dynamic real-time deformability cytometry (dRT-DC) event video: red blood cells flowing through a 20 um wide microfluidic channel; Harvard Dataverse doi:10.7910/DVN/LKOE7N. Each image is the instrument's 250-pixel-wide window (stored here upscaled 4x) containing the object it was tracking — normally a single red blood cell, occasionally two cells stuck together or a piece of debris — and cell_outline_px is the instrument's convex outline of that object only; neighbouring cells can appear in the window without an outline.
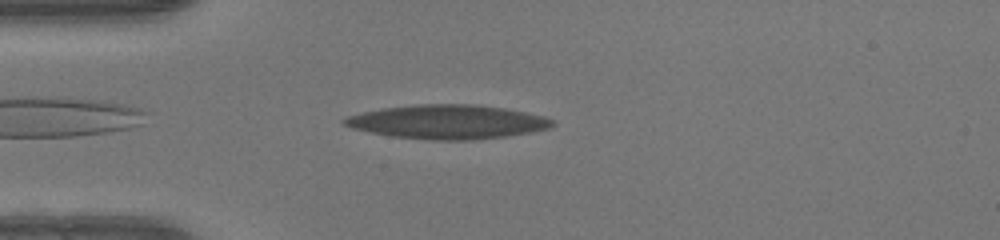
{"species": "human", "species_latin": "Homo sapiens", "temperature_condition": "warm", "stored_images_in_passage": 40, "camera_frame_rate_fps": 3000, "um_per_image_px": 0.085, "donor": {"sex": "female"}, "frame": {"image": 1, "passage_image": 3, "time_ms": 0.667, "image_size_px": [1000, 240], "cell_outline_px": [[556, 124], [548, 128], [528, 132], [504, 136], [472, 140], [432, 140], [392, 136], [352, 128], [344, 124], [340, 120], [348, 116], [364, 112], [384, 108], [420, 104], [468, 104], [504, 108], [544, 116], [552, 120]], "centroid_in_image_um": [38.03, 10.36], "position_along_channel_um": 47.0, "area_um2": 40.69}}
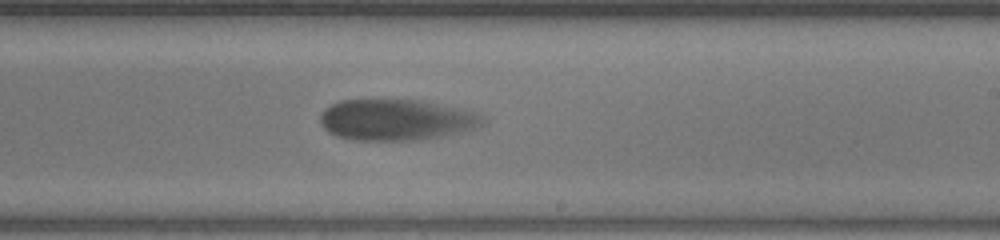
{"frame": {"image": 2, "passage_image": 20, "time_ms": 6.333, "image_size_px": [1000, 240], "cell_outline_px": [[484, 124], [472, 128], [440, 136], [416, 140], [352, 140], [336, 136], [328, 132], [320, 124], [320, 116], [324, 108], [340, 100], [420, 100], [472, 112], [484, 116]], "centroid_in_image_um": [33.58, 10.19], "position_along_channel_um": 255.4, "area_um2": 38.44}}
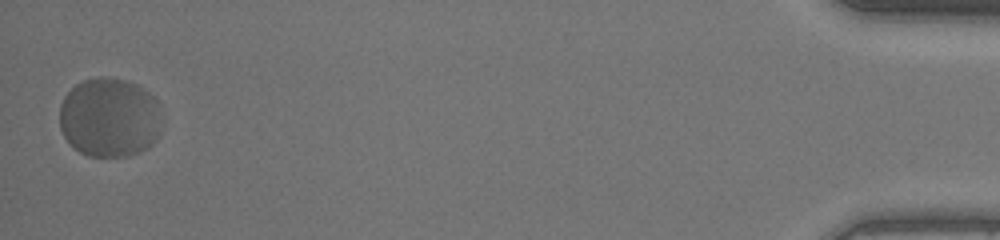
{"frame": {"image": 3, "passage_image": 40, "time_ms": 13.0, "image_size_px": [1000, 240], "cell_outline_px": [[156, 140], [152, 144], [136, 152], [124, 156], [88, 156], [80, 152], [64, 136], [60, 128], [60, 104], [64, 96], [76, 84], [84, 80], [100, 76], [124, 80], [136, 84], [148, 92], [156, 100]], "centroid_in_image_um": [9.22, 9.97], "position_along_channel_um": 426.0, "area_um2": 46.24}, "authors_computed_cell_mechanics": {"area_um2": 40.5467, "velocity_mm_per_s": 3.9867, "shape_relaxation_time_tau1_ms": 2.6085, "shape_relaxation_time_tau2_ms": null, "deformation_change_tau1": 0.1469, "deformation_change_tau2": null}}